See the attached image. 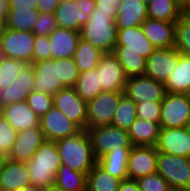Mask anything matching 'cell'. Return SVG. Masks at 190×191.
I'll list each match as a JSON object with an SVG mask.
<instances>
[{"instance_id": "cell-1", "label": "cell", "mask_w": 190, "mask_h": 191, "mask_svg": "<svg viewBox=\"0 0 190 191\" xmlns=\"http://www.w3.org/2000/svg\"><path fill=\"white\" fill-rule=\"evenodd\" d=\"M32 65L34 90L52 96L65 87H74L79 76L74 58L48 59Z\"/></svg>"}, {"instance_id": "cell-2", "label": "cell", "mask_w": 190, "mask_h": 191, "mask_svg": "<svg viewBox=\"0 0 190 191\" xmlns=\"http://www.w3.org/2000/svg\"><path fill=\"white\" fill-rule=\"evenodd\" d=\"M61 163L72 170L85 173L97 164L92 143L87 130H81L73 136L55 141Z\"/></svg>"}, {"instance_id": "cell-3", "label": "cell", "mask_w": 190, "mask_h": 191, "mask_svg": "<svg viewBox=\"0 0 190 191\" xmlns=\"http://www.w3.org/2000/svg\"><path fill=\"white\" fill-rule=\"evenodd\" d=\"M31 179V185L41 189L53 186L55 176L62 166L61 158L55 142L45 141L26 162Z\"/></svg>"}, {"instance_id": "cell-4", "label": "cell", "mask_w": 190, "mask_h": 191, "mask_svg": "<svg viewBox=\"0 0 190 191\" xmlns=\"http://www.w3.org/2000/svg\"><path fill=\"white\" fill-rule=\"evenodd\" d=\"M117 30L112 12L99 11V8H94L80 34L82 39L106 53L113 52L115 49Z\"/></svg>"}, {"instance_id": "cell-5", "label": "cell", "mask_w": 190, "mask_h": 191, "mask_svg": "<svg viewBox=\"0 0 190 191\" xmlns=\"http://www.w3.org/2000/svg\"><path fill=\"white\" fill-rule=\"evenodd\" d=\"M95 157L98 159L105 153L120 148H132L128 131L113 125L99 126L87 130Z\"/></svg>"}, {"instance_id": "cell-6", "label": "cell", "mask_w": 190, "mask_h": 191, "mask_svg": "<svg viewBox=\"0 0 190 191\" xmlns=\"http://www.w3.org/2000/svg\"><path fill=\"white\" fill-rule=\"evenodd\" d=\"M94 8L95 0H60L55 11L58 28L80 32Z\"/></svg>"}, {"instance_id": "cell-7", "label": "cell", "mask_w": 190, "mask_h": 191, "mask_svg": "<svg viewBox=\"0 0 190 191\" xmlns=\"http://www.w3.org/2000/svg\"><path fill=\"white\" fill-rule=\"evenodd\" d=\"M123 92L103 91L87 102L86 130L111 125Z\"/></svg>"}, {"instance_id": "cell-8", "label": "cell", "mask_w": 190, "mask_h": 191, "mask_svg": "<svg viewBox=\"0 0 190 191\" xmlns=\"http://www.w3.org/2000/svg\"><path fill=\"white\" fill-rule=\"evenodd\" d=\"M157 173L168 182L170 187L190 191V158L158 152Z\"/></svg>"}, {"instance_id": "cell-9", "label": "cell", "mask_w": 190, "mask_h": 191, "mask_svg": "<svg viewBox=\"0 0 190 191\" xmlns=\"http://www.w3.org/2000/svg\"><path fill=\"white\" fill-rule=\"evenodd\" d=\"M34 40L35 34L32 31H17L5 28L0 37L4 57L33 64Z\"/></svg>"}, {"instance_id": "cell-10", "label": "cell", "mask_w": 190, "mask_h": 191, "mask_svg": "<svg viewBox=\"0 0 190 191\" xmlns=\"http://www.w3.org/2000/svg\"><path fill=\"white\" fill-rule=\"evenodd\" d=\"M123 94L136 104L142 102H162L167 91L165 84L145 75L127 78Z\"/></svg>"}, {"instance_id": "cell-11", "label": "cell", "mask_w": 190, "mask_h": 191, "mask_svg": "<svg viewBox=\"0 0 190 191\" xmlns=\"http://www.w3.org/2000/svg\"><path fill=\"white\" fill-rule=\"evenodd\" d=\"M190 117V102L184 94L167 93L161 102L160 128L186 127Z\"/></svg>"}, {"instance_id": "cell-12", "label": "cell", "mask_w": 190, "mask_h": 191, "mask_svg": "<svg viewBox=\"0 0 190 191\" xmlns=\"http://www.w3.org/2000/svg\"><path fill=\"white\" fill-rule=\"evenodd\" d=\"M39 126L44 133L46 141L52 142L73 136L82 130L54 106L39 119Z\"/></svg>"}, {"instance_id": "cell-13", "label": "cell", "mask_w": 190, "mask_h": 191, "mask_svg": "<svg viewBox=\"0 0 190 191\" xmlns=\"http://www.w3.org/2000/svg\"><path fill=\"white\" fill-rule=\"evenodd\" d=\"M96 70L99 72V85L102 91H124L127 76L113 52L102 54Z\"/></svg>"}, {"instance_id": "cell-14", "label": "cell", "mask_w": 190, "mask_h": 191, "mask_svg": "<svg viewBox=\"0 0 190 191\" xmlns=\"http://www.w3.org/2000/svg\"><path fill=\"white\" fill-rule=\"evenodd\" d=\"M179 52L174 48H156L146 59L145 76L165 83L177 67Z\"/></svg>"}, {"instance_id": "cell-15", "label": "cell", "mask_w": 190, "mask_h": 191, "mask_svg": "<svg viewBox=\"0 0 190 191\" xmlns=\"http://www.w3.org/2000/svg\"><path fill=\"white\" fill-rule=\"evenodd\" d=\"M52 97L54 107L61 110L82 130H86L87 102L82 100L74 87H65Z\"/></svg>"}, {"instance_id": "cell-16", "label": "cell", "mask_w": 190, "mask_h": 191, "mask_svg": "<svg viewBox=\"0 0 190 191\" xmlns=\"http://www.w3.org/2000/svg\"><path fill=\"white\" fill-rule=\"evenodd\" d=\"M155 147L158 152L190 158V132L186 127L160 128Z\"/></svg>"}, {"instance_id": "cell-17", "label": "cell", "mask_w": 190, "mask_h": 191, "mask_svg": "<svg viewBox=\"0 0 190 191\" xmlns=\"http://www.w3.org/2000/svg\"><path fill=\"white\" fill-rule=\"evenodd\" d=\"M157 154L155 146H132L127 163L128 179L137 180L157 172Z\"/></svg>"}, {"instance_id": "cell-18", "label": "cell", "mask_w": 190, "mask_h": 191, "mask_svg": "<svg viewBox=\"0 0 190 191\" xmlns=\"http://www.w3.org/2000/svg\"><path fill=\"white\" fill-rule=\"evenodd\" d=\"M45 141L46 139L40 126L17 132L16 140L8 155V159L26 163Z\"/></svg>"}, {"instance_id": "cell-19", "label": "cell", "mask_w": 190, "mask_h": 191, "mask_svg": "<svg viewBox=\"0 0 190 191\" xmlns=\"http://www.w3.org/2000/svg\"><path fill=\"white\" fill-rule=\"evenodd\" d=\"M34 85V68L32 64H29L9 86L0 90V106L3 108L15 102L25 101L26 97L34 91Z\"/></svg>"}, {"instance_id": "cell-20", "label": "cell", "mask_w": 190, "mask_h": 191, "mask_svg": "<svg viewBox=\"0 0 190 191\" xmlns=\"http://www.w3.org/2000/svg\"><path fill=\"white\" fill-rule=\"evenodd\" d=\"M52 59L73 58L81 34L79 31L56 28L49 36Z\"/></svg>"}, {"instance_id": "cell-21", "label": "cell", "mask_w": 190, "mask_h": 191, "mask_svg": "<svg viewBox=\"0 0 190 191\" xmlns=\"http://www.w3.org/2000/svg\"><path fill=\"white\" fill-rule=\"evenodd\" d=\"M2 115L17 132L39 127L40 118L29 107L26 101L4 106L2 108Z\"/></svg>"}, {"instance_id": "cell-22", "label": "cell", "mask_w": 190, "mask_h": 191, "mask_svg": "<svg viewBox=\"0 0 190 191\" xmlns=\"http://www.w3.org/2000/svg\"><path fill=\"white\" fill-rule=\"evenodd\" d=\"M141 29L155 48L174 46L175 22L147 18L141 24Z\"/></svg>"}, {"instance_id": "cell-23", "label": "cell", "mask_w": 190, "mask_h": 191, "mask_svg": "<svg viewBox=\"0 0 190 191\" xmlns=\"http://www.w3.org/2000/svg\"><path fill=\"white\" fill-rule=\"evenodd\" d=\"M116 46H124V51L137 52L146 59L156 49L142 32L141 25L127 29H118Z\"/></svg>"}, {"instance_id": "cell-24", "label": "cell", "mask_w": 190, "mask_h": 191, "mask_svg": "<svg viewBox=\"0 0 190 191\" xmlns=\"http://www.w3.org/2000/svg\"><path fill=\"white\" fill-rule=\"evenodd\" d=\"M30 184L26 163L7 159L0 175V191H16Z\"/></svg>"}, {"instance_id": "cell-25", "label": "cell", "mask_w": 190, "mask_h": 191, "mask_svg": "<svg viewBox=\"0 0 190 191\" xmlns=\"http://www.w3.org/2000/svg\"><path fill=\"white\" fill-rule=\"evenodd\" d=\"M147 18V4L142 0H121L115 24L117 29H127L141 25Z\"/></svg>"}, {"instance_id": "cell-26", "label": "cell", "mask_w": 190, "mask_h": 191, "mask_svg": "<svg viewBox=\"0 0 190 191\" xmlns=\"http://www.w3.org/2000/svg\"><path fill=\"white\" fill-rule=\"evenodd\" d=\"M160 131L159 123L136 119L128 130L132 146H155Z\"/></svg>"}, {"instance_id": "cell-27", "label": "cell", "mask_w": 190, "mask_h": 191, "mask_svg": "<svg viewBox=\"0 0 190 191\" xmlns=\"http://www.w3.org/2000/svg\"><path fill=\"white\" fill-rule=\"evenodd\" d=\"M131 148L110 151L97 159V164L115 178L128 179L127 163Z\"/></svg>"}, {"instance_id": "cell-28", "label": "cell", "mask_w": 190, "mask_h": 191, "mask_svg": "<svg viewBox=\"0 0 190 191\" xmlns=\"http://www.w3.org/2000/svg\"><path fill=\"white\" fill-rule=\"evenodd\" d=\"M167 93L184 94L190 87V56L179 53L177 67L164 83Z\"/></svg>"}, {"instance_id": "cell-29", "label": "cell", "mask_w": 190, "mask_h": 191, "mask_svg": "<svg viewBox=\"0 0 190 191\" xmlns=\"http://www.w3.org/2000/svg\"><path fill=\"white\" fill-rule=\"evenodd\" d=\"M116 55L127 78L145 74L146 58L134 51H124V46H115Z\"/></svg>"}, {"instance_id": "cell-30", "label": "cell", "mask_w": 190, "mask_h": 191, "mask_svg": "<svg viewBox=\"0 0 190 191\" xmlns=\"http://www.w3.org/2000/svg\"><path fill=\"white\" fill-rule=\"evenodd\" d=\"M103 53L92 43L81 38L73 57L79 72L95 69Z\"/></svg>"}, {"instance_id": "cell-31", "label": "cell", "mask_w": 190, "mask_h": 191, "mask_svg": "<svg viewBox=\"0 0 190 191\" xmlns=\"http://www.w3.org/2000/svg\"><path fill=\"white\" fill-rule=\"evenodd\" d=\"M87 175L62 164L55 176L54 185L64 191H86Z\"/></svg>"}, {"instance_id": "cell-32", "label": "cell", "mask_w": 190, "mask_h": 191, "mask_svg": "<svg viewBox=\"0 0 190 191\" xmlns=\"http://www.w3.org/2000/svg\"><path fill=\"white\" fill-rule=\"evenodd\" d=\"M120 183L96 164L87 174L86 191H118Z\"/></svg>"}, {"instance_id": "cell-33", "label": "cell", "mask_w": 190, "mask_h": 191, "mask_svg": "<svg viewBox=\"0 0 190 191\" xmlns=\"http://www.w3.org/2000/svg\"><path fill=\"white\" fill-rule=\"evenodd\" d=\"M74 88L76 93L86 102L93 100L103 92L99 85V72L96 68L79 72Z\"/></svg>"}, {"instance_id": "cell-34", "label": "cell", "mask_w": 190, "mask_h": 191, "mask_svg": "<svg viewBox=\"0 0 190 191\" xmlns=\"http://www.w3.org/2000/svg\"><path fill=\"white\" fill-rule=\"evenodd\" d=\"M39 11L37 9H15L8 10L5 19L6 28L17 31H32Z\"/></svg>"}, {"instance_id": "cell-35", "label": "cell", "mask_w": 190, "mask_h": 191, "mask_svg": "<svg viewBox=\"0 0 190 191\" xmlns=\"http://www.w3.org/2000/svg\"><path fill=\"white\" fill-rule=\"evenodd\" d=\"M148 19L176 22L183 14L173 0H151L147 4Z\"/></svg>"}, {"instance_id": "cell-36", "label": "cell", "mask_w": 190, "mask_h": 191, "mask_svg": "<svg viewBox=\"0 0 190 191\" xmlns=\"http://www.w3.org/2000/svg\"><path fill=\"white\" fill-rule=\"evenodd\" d=\"M137 119L136 116V103L123 95L120 98L117 110L113 116V126L122 130L128 131L131 124Z\"/></svg>"}, {"instance_id": "cell-37", "label": "cell", "mask_w": 190, "mask_h": 191, "mask_svg": "<svg viewBox=\"0 0 190 191\" xmlns=\"http://www.w3.org/2000/svg\"><path fill=\"white\" fill-rule=\"evenodd\" d=\"M173 47L180 54L190 56V15L182 14L175 22Z\"/></svg>"}, {"instance_id": "cell-38", "label": "cell", "mask_w": 190, "mask_h": 191, "mask_svg": "<svg viewBox=\"0 0 190 191\" xmlns=\"http://www.w3.org/2000/svg\"><path fill=\"white\" fill-rule=\"evenodd\" d=\"M28 65L25 61L4 57L0 61V90L9 86Z\"/></svg>"}, {"instance_id": "cell-39", "label": "cell", "mask_w": 190, "mask_h": 191, "mask_svg": "<svg viewBox=\"0 0 190 191\" xmlns=\"http://www.w3.org/2000/svg\"><path fill=\"white\" fill-rule=\"evenodd\" d=\"M25 101L39 118L53 107L52 95L40 91H32Z\"/></svg>"}, {"instance_id": "cell-40", "label": "cell", "mask_w": 190, "mask_h": 191, "mask_svg": "<svg viewBox=\"0 0 190 191\" xmlns=\"http://www.w3.org/2000/svg\"><path fill=\"white\" fill-rule=\"evenodd\" d=\"M17 131L0 115V153L8 157L16 140Z\"/></svg>"}, {"instance_id": "cell-41", "label": "cell", "mask_w": 190, "mask_h": 191, "mask_svg": "<svg viewBox=\"0 0 190 191\" xmlns=\"http://www.w3.org/2000/svg\"><path fill=\"white\" fill-rule=\"evenodd\" d=\"M140 191H168V182L157 172L138 178Z\"/></svg>"}, {"instance_id": "cell-42", "label": "cell", "mask_w": 190, "mask_h": 191, "mask_svg": "<svg viewBox=\"0 0 190 191\" xmlns=\"http://www.w3.org/2000/svg\"><path fill=\"white\" fill-rule=\"evenodd\" d=\"M136 116L140 120L159 123L161 116V102H142L136 104Z\"/></svg>"}, {"instance_id": "cell-43", "label": "cell", "mask_w": 190, "mask_h": 191, "mask_svg": "<svg viewBox=\"0 0 190 191\" xmlns=\"http://www.w3.org/2000/svg\"><path fill=\"white\" fill-rule=\"evenodd\" d=\"M57 27L55 14L39 13L32 32L38 36H49Z\"/></svg>"}, {"instance_id": "cell-44", "label": "cell", "mask_w": 190, "mask_h": 191, "mask_svg": "<svg viewBox=\"0 0 190 191\" xmlns=\"http://www.w3.org/2000/svg\"><path fill=\"white\" fill-rule=\"evenodd\" d=\"M50 46L51 44L49 42L48 36L35 35L33 44V63L52 59Z\"/></svg>"}, {"instance_id": "cell-45", "label": "cell", "mask_w": 190, "mask_h": 191, "mask_svg": "<svg viewBox=\"0 0 190 191\" xmlns=\"http://www.w3.org/2000/svg\"><path fill=\"white\" fill-rule=\"evenodd\" d=\"M121 0H95V8L99 11L112 12V18L115 20L118 15Z\"/></svg>"}, {"instance_id": "cell-46", "label": "cell", "mask_w": 190, "mask_h": 191, "mask_svg": "<svg viewBox=\"0 0 190 191\" xmlns=\"http://www.w3.org/2000/svg\"><path fill=\"white\" fill-rule=\"evenodd\" d=\"M37 10L39 13H52L55 11L60 3V0H37Z\"/></svg>"}, {"instance_id": "cell-47", "label": "cell", "mask_w": 190, "mask_h": 191, "mask_svg": "<svg viewBox=\"0 0 190 191\" xmlns=\"http://www.w3.org/2000/svg\"><path fill=\"white\" fill-rule=\"evenodd\" d=\"M37 0H8L9 10L37 9Z\"/></svg>"}, {"instance_id": "cell-48", "label": "cell", "mask_w": 190, "mask_h": 191, "mask_svg": "<svg viewBox=\"0 0 190 191\" xmlns=\"http://www.w3.org/2000/svg\"><path fill=\"white\" fill-rule=\"evenodd\" d=\"M118 191H140V188L136 180L124 179L121 181Z\"/></svg>"}, {"instance_id": "cell-49", "label": "cell", "mask_w": 190, "mask_h": 191, "mask_svg": "<svg viewBox=\"0 0 190 191\" xmlns=\"http://www.w3.org/2000/svg\"><path fill=\"white\" fill-rule=\"evenodd\" d=\"M8 10H9L8 0H0V16L2 18L6 19Z\"/></svg>"}, {"instance_id": "cell-50", "label": "cell", "mask_w": 190, "mask_h": 191, "mask_svg": "<svg viewBox=\"0 0 190 191\" xmlns=\"http://www.w3.org/2000/svg\"><path fill=\"white\" fill-rule=\"evenodd\" d=\"M173 2H174V3L179 7V9L183 12V11L187 8V6H188L190 0H173Z\"/></svg>"}, {"instance_id": "cell-51", "label": "cell", "mask_w": 190, "mask_h": 191, "mask_svg": "<svg viewBox=\"0 0 190 191\" xmlns=\"http://www.w3.org/2000/svg\"><path fill=\"white\" fill-rule=\"evenodd\" d=\"M16 191H43V189L38 188V187L33 186V185L30 184V185L25 186V187H23L21 189H18Z\"/></svg>"}, {"instance_id": "cell-52", "label": "cell", "mask_w": 190, "mask_h": 191, "mask_svg": "<svg viewBox=\"0 0 190 191\" xmlns=\"http://www.w3.org/2000/svg\"><path fill=\"white\" fill-rule=\"evenodd\" d=\"M7 159H8L7 156H5L4 154H1V153H0V175H1V173H2L4 164H5V162H6Z\"/></svg>"}, {"instance_id": "cell-53", "label": "cell", "mask_w": 190, "mask_h": 191, "mask_svg": "<svg viewBox=\"0 0 190 191\" xmlns=\"http://www.w3.org/2000/svg\"><path fill=\"white\" fill-rule=\"evenodd\" d=\"M5 28H6L5 18H2V17L0 16V37H1L2 34L4 33Z\"/></svg>"}, {"instance_id": "cell-54", "label": "cell", "mask_w": 190, "mask_h": 191, "mask_svg": "<svg viewBox=\"0 0 190 191\" xmlns=\"http://www.w3.org/2000/svg\"><path fill=\"white\" fill-rule=\"evenodd\" d=\"M43 191H64L61 188H58L57 186L53 185V186H49L45 189H43Z\"/></svg>"}, {"instance_id": "cell-55", "label": "cell", "mask_w": 190, "mask_h": 191, "mask_svg": "<svg viewBox=\"0 0 190 191\" xmlns=\"http://www.w3.org/2000/svg\"><path fill=\"white\" fill-rule=\"evenodd\" d=\"M168 191H188V190L181 189V188H176V187H170V188L168 189Z\"/></svg>"}, {"instance_id": "cell-56", "label": "cell", "mask_w": 190, "mask_h": 191, "mask_svg": "<svg viewBox=\"0 0 190 191\" xmlns=\"http://www.w3.org/2000/svg\"><path fill=\"white\" fill-rule=\"evenodd\" d=\"M187 100L190 102V87L187 89V91L184 93Z\"/></svg>"}, {"instance_id": "cell-57", "label": "cell", "mask_w": 190, "mask_h": 191, "mask_svg": "<svg viewBox=\"0 0 190 191\" xmlns=\"http://www.w3.org/2000/svg\"><path fill=\"white\" fill-rule=\"evenodd\" d=\"M183 14L190 15V2L187 6V8L183 11Z\"/></svg>"}, {"instance_id": "cell-58", "label": "cell", "mask_w": 190, "mask_h": 191, "mask_svg": "<svg viewBox=\"0 0 190 191\" xmlns=\"http://www.w3.org/2000/svg\"><path fill=\"white\" fill-rule=\"evenodd\" d=\"M186 129L190 132V117L188 118Z\"/></svg>"}, {"instance_id": "cell-59", "label": "cell", "mask_w": 190, "mask_h": 191, "mask_svg": "<svg viewBox=\"0 0 190 191\" xmlns=\"http://www.w3.org/2000/svg\"><path fill=\"white\" fill-rule=\"evenodd\" d=\"M4 58V54L1 49V44H0V61Z\"/></svg>"}, {"instance_id": "cell-60", "label": "cell", "mask_w": 190, "mask_h": 191, "mask_svg": "<svg viewBox=\"0 0 190 191\" xmlns=\"http://www.w3.org/2000/svg\"><path fill=\"white\" fill-rule=\"evenodd\" d=\"M145 4H149L151 0H142Z\"/></svg>"}, {"instance_id": "cell-61", "label": "cell", "mask_w": 190, "mask_h": 191, "mask_svg": "<svg viewBox=\"0 0 190 191\" xmlns=\"http://www.w3.org/2000/svg\"><path fill=\"white\" fill-rule=\"evenodd\" d=\"M0 115H2V107L0 106Z\"/></svg>"}]
</instances>
